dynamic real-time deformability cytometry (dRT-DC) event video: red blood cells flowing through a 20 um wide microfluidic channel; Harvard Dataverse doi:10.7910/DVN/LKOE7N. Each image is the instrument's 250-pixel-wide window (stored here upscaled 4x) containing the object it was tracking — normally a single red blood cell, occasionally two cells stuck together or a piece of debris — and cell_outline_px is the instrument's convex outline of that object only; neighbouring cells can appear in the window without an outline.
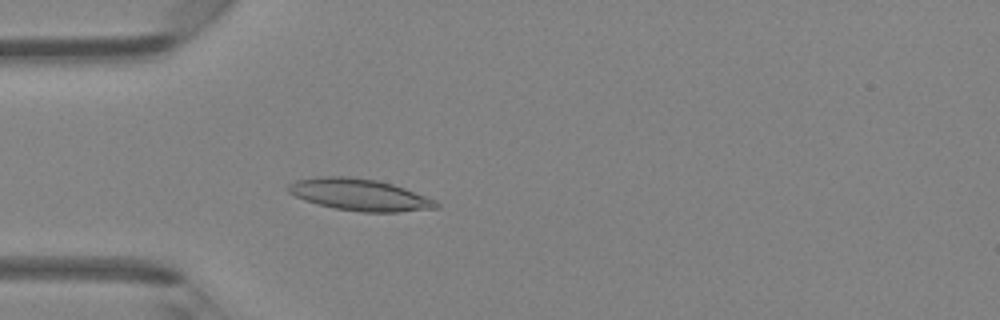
{"species": "Egyptian fruit bat (a non-hibernating species)", "species_latin": "Rousettus aegyptiacus", "temperature_condition": "room temperature", "stored_images_in_passage": 46, "camera_frame_rate_fps": 3000, "um_per_image_px": 0.085, "animal": {"sex": "female"}, "frame": {"image": 1, "passage_image": 13, "time_ms": 4.0, "image_size_px": [1000, 320], "cell_outline_px": [[440, 208], [400, 212], [360, 212], [336, 208], [316, 204], [304, 200], [288, 192], [288, 184], [296, 180], [320, 176], [348, 176], [376, 180], [392, 184], [404, 188], [436, 200], [440, 204]], "centroid_in_image_um": [30.58, 16.56], "position_along_channel_um": 54.4, "area_um2": 27.46}}
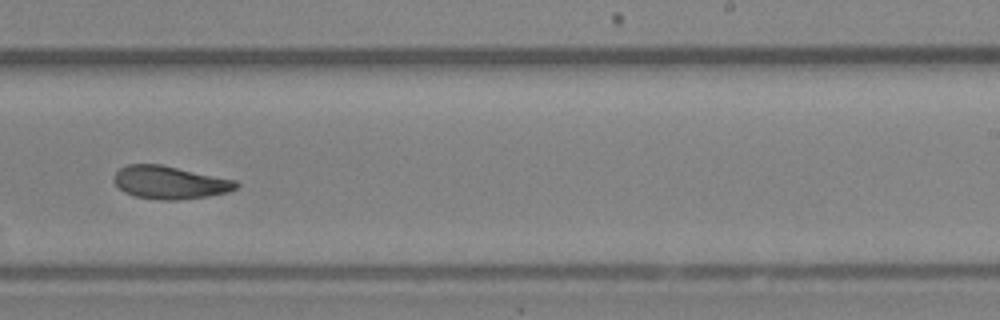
{"frame": {"image": 2, "passage_image": 29, "time_ms": 9.333, "image_size_px": [1000, 320], "cell_outline_px": [[240, 184], [236, 188], [228, 192], [208, 196], [176, 200], [160, 200], [136, 196], [124, 192], [112, 180], [112, 176], [120, 168], [128, 164], [160, 164], [236, 180]], "centroid_in_image_um": [14.42, 15.51], "position_along_channel_um": 274.6, "area_um2": 23.41}}
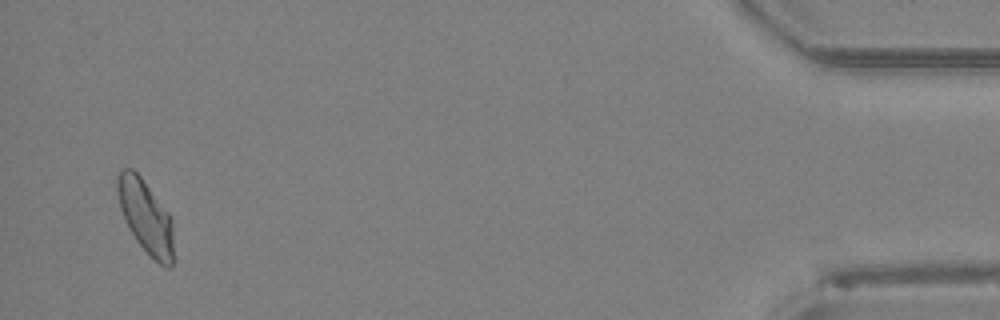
{"frame": {"image": 3, "passage_image": 45, "time_ms": 14.667, "image_size_px": [1000, 320], "cell_outline_px": [[172, 268], [164, 268], [136, 240], [128, 228], [124, 220], [120, 208], [116, 188], [116, 176], [120, 168], [132, 168], [140, 176], [172, 216]], "centroid_in_image_um": [12.36, 18.36], "position_along_channel_um": 422.8, "area_um2": 23.99}, "authors_computed_cell_mechanics": {"area_um2": 23.9581, "velocity_mm_per_s": 4.2747, "shape_relaxation_time_tau1_ms": 6.9357, "shape_relaxation_time_tau2_ms": 2.147, "deformation_change_tau1": 0.1856, "deformation_change_tau2": 0.0944}}